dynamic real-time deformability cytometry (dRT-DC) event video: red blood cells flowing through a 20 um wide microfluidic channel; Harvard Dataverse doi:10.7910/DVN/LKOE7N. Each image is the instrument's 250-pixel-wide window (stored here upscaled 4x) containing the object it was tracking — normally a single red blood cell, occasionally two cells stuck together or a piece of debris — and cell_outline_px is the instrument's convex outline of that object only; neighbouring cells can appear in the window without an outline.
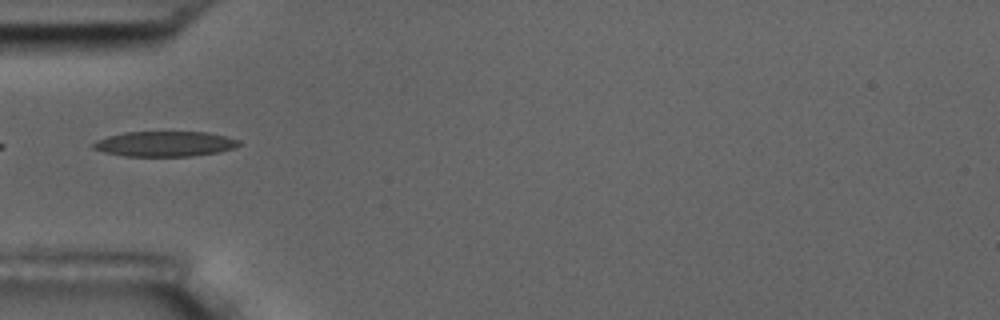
{"species": "common noctule bat (a hibernating species)", "species_latin": "Nyctalus noctula", "temperature_condition": "room temperature", "stored_images_in_passage": 10, "camera_frame_rate_fps": 3000, "um_per_image_px": 0.085, "animal": {"sex": "male", "body_mass_g": 17.5, "forearm_length_mm": 52.3}, "frame": {"image": 1, "passage_image": 6, "time_ms": 5.667, "image_size_px": [1000, 320], "cell_outline_px": [[244, 144], [232, 148], [216, 152], [192, 156], [124, 156], [104, 152], [92, 148], [92, 144], [96, 140], [108, 136], [124, 132], [208, 132], [240, 140]], "centroid_in_image_um": [14.0, 12.22], "position_along_channel_um": 71.0, "area_um2": 21.39}}
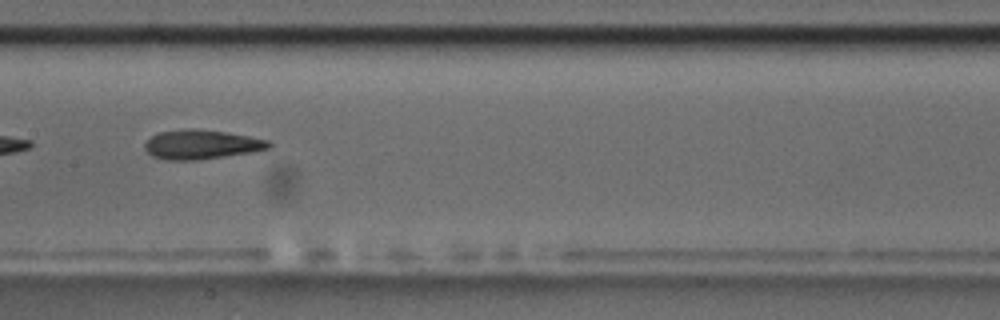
{"frame": {"image": 2, "passage_image": 9, "time_ms": 9.0, "image_size_px": [1000, 320], "cell_outline_px": [[272, 144], [268, 148], [252, 152], [200, 160], [164, 160], [152, 156], [144, 148], [144, 144], [152, 136], [160, 132], [188, 128], [196, 128], [224, 132], [248, 136], [268, 140]], "centroid_in_image_um": [17.1, 12.29], "position_along_channel_um": 190.3, "area_um2": 21.15}}
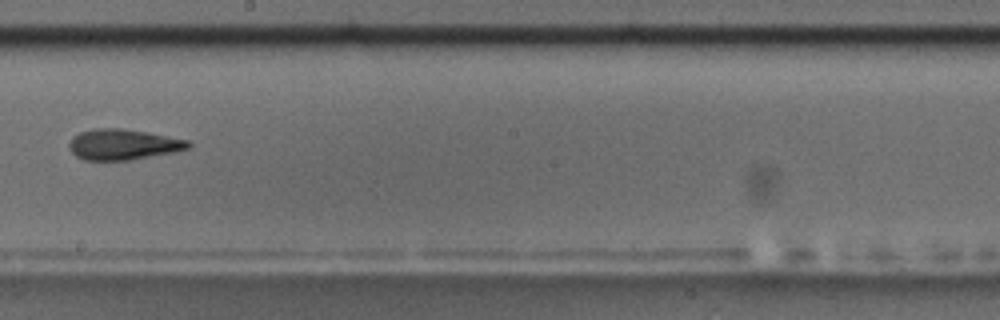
{"frame": {"image": 3, "passage_image": 10, "time_ms": 10.333, "image_size_px": [1000, 320], "cell_outline_px": [[192, 144], [188, 148], [176, 152], [128, 160], [84, 160], [76, 156], [68, 148], [68, 144], [72, 136], [80, 132], [92, 128], [124, 128], [188, 140]], "centroid_in_image_um": [10.43, 12.27], "position_along_channel_um": 237.8, "area_um2": 21.39}}